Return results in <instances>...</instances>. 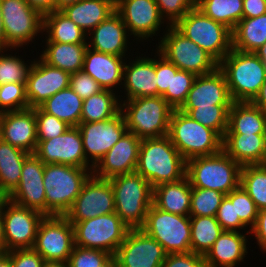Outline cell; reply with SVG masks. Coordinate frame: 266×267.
<instances>
[{
  "instance_id": "14",
  "label": "cell",
  "mask_w": 266,
  "mask_h": 267,
  "mask_svg": "<svg viewBox=\"0 0 266 267\" xmlns=\"http://www.w3.org/2000/svg\"><path fill=\"white\" fill-rule=\"evenodd\" d=\"M75 246L73 225L64 216H45L33 249L45 261L67 262Z\"/></svg>"
},
{
  "instance_id": "47",
  "label": "cell",
  "mask_w": 266,
  "mask_h": 267,
  "mask_svg": "<svg viewBox=\"0 0 266 267\" xmlns=\"http://www.w3.org/2000/svg\"><path fill=\"white\" fill-rule=\"evenodd\" d=\"M37 140H48L62 135L71 126L53 115L35 107Z\"/></svg>"
},
{
  "instance_id": "2",
  "label": "cell",
  "mask_w": 266,
  "mask_h": 267,
  "mask_svg": "<svg viewBox=\"0 0 266 267\" xmlns=\"http://www.w3.org/2000/svg\"><path fill=\"white\" fill-rule=\"evenodd\" d=\"M233 102H251L266 76L263 61L254 52L233 49L219 62Z\"/></svg>"
},
{
  "instance_id": "67",
  "label": "cell",
  "mask_w": 266,
  "mask_h": 267,
  "mask_svg": "<svg viewBox=\"0 0 266 267\" xmlns=\"http://www.w3.org/2000/svg\"><path fill=\"white\" fill-rule=\"evenodd\" d=\"M6 199H7V196L0 190V208L2 207Z\"/></svg>"
},
{
  "instance_id": "43",
  "label": "cell",
  "mask_w": 266,
  "mask_h": 267,
  "mask_svg": "<svg viewBox=\"0 0 266 267\" xmlns=\"http://www.w3.org/2000/svg\"><path fill=\"white\" fill-rule=\"evenodd\" d=\"M226 194L207 188L192 187L189 216L216 217L219 206Z\"/></svg>"
},
{
  "instance_id": "28",
  "label": "cell",
  "mask_w": 266,
  "mask_h": 267,
  "mask_svg": "<svg viewBox=\"0 0 266 267\" xmlns=\"http://www.w3.org/2000/svg\"><path fill=\"white\" fill-rule=\"evenodd\" d=\"M247 234L224 230L204 256L207 267H235L247 255Z\"/></svg>"
},
{
  "instance_id": "51",
  "label": "cell",
  "mask_w": 266,
  "mask_h": 267,
  "mask_svg": "<svg viewBox=\"0 0 266 267\" xmlns=\"http://www.w3.org/2000/svg\"><path fill=\"white\" fill-rule=\"evenodd\" d=\"M216 220L223 230L238 231L246 228L240 219H235V189L222 200L216 214Z\"/></svg>"
},
{
  "instance_id": "35",
  "label": "cell",
  "mask_w": 266,
  "mask_h": 267,
  "mask_svg": "<svg viewBox=\"0 0 266 267\" xmlns=\"http://www.w3.org/2000/svg\"><path fill=\"white\" fill-rule=\"evenodd\" d=\"M29 155L0 138V190L7 197L19 185L22 166Z\"/></svg>"
},
{
  "instance_id": "5",
  "label": "cell",
  "mask_w": 266,
  "mask_h": 267,
  "mask_svg": "<svg viewBox=\"0 0 266 267\" xmlns=\"http://www.w3.org/2000/svg\"><path fill=\"white\" fill-rule=\"evenodd\" d=\"M187 161L198 156H211L223 150V138L214 130L174 109L167 135Z\"/></svg>"
},
{
  "instance_id": "6",
  "label": "cell",
  "mask_w": 266,
  "mask_h": 267,
  "mask_svg": "<svg viewBox=\"0 0 266 267\" xmlns=\"http://www.w3.org/2000/svg\"><path fill=\"white\" fill-rule=\"evenodd\" d=\"M114 191L115 213L130 228H141L152 205L153 188L136 172L109 179Z\"/></svg>"
},
{
  "instance_id": "48",
  "label": "cell",
  "mask_w": 266,
  "mask_h": 267,
  "mask_svg": "<svg viewBox=\"0 0 266 267\" xmlns=\"http://www.w3.org/2000/svg\"><path fill=\"white\" fill-rule=\"evenodd\" d=\"M110 253L85 247L74 246L67 261L68 267H99L109 257Z\"/></svg>"
},
{
  "instance_id": "7",
  "label": "cell",
  "mask_w": 266,
  "mask_h": 267,
  "mask_svg": "<svg viewBox=\"0 0 266 267\" xmlns=\"http://www.w3.org/2000/svg\"><path fill=\"white\" fill-rule=\"evenodd\" d=\"M241 165L223 150L211 156L186 161V176L191 187L207 188L229 194L240 185Z\"/></svg>"
},
{
  "instance_id": "66",
  "label": "cell",
  "mask_w": 266,
  "mask_h": 267,
  "mask_svg": "<svg viewBox=\"0 0 266 267\" xmlns=\"http://www.w3.org/2000/svg\"><path fill=\"white\" fill-rule=\"evenodd\" d=\"M43 267H68L67 262L45 261Z\"/></svg>"
},
{
  "instance_id": "55",
  "label": "cell",
  "mask_w": 266,
  "mask_h": 267,
  "mask_svg": "<svg viewBox=\"0 0 266 267\" xmlns=\"http://www.w3.org/2000/svg\"><path fill=\"white\" fill-rule=\"evenodd\" d=\"M11 258L12 267H43L45 260L32 249H15L6 252Z\"/></svg>"
},
{
  "instance_id": "63",
  "label": "cell",
  "mask_w": 266,
  "mask_h": 267,
  "mask_svg": "<svg viewBox=\"0 0 266 267\" xmlns=\"http://www.w3.org/2000/svg\"><path fill=\"white\" fill-rule=\"evenodd\" d=\"M264 63L266 69V42L254 52Z\"/></svg>"
},
{
  "instance_id": "50",
  "label": "cell",
  "mask_w": 266,
  "mask_h": 267,
  "mask_svg": "<svg viewBox=\"0 0 266 267\" xmlns=\"http://www.w3.org/2000/svg\"><path fill=\"white\" fill-rule=\"evenodd\" d=\"M258 211L251 197L239 185L235 189V219H240L246 227L249 225L252 229L255 226Z\"/></svg>"
},
{
  "instance_id": "19",
  "label": "cell",
  "mask_w": 266,
  "mask_h": 267,
  "mask_svg": "<svg viewBox=\"0 0 266 267\" xmlns=\"http://www.w3.org/2000/svg\"><path fill=\"white\" fill-rule=\"evenodd\" d=\"M115 11L136 41L156 36L161 24L166 22L155 0H115Z\"/></svg>"
},
{
  "instance_id": "12",
  "label": "cell",
  "mask_w": 266,
  "mask_h": 267,
  "mask_svg": "<svg viewBox=\"0 0 266 267\" xmlns=\"http://www.w3.org/2000/svg\"><path fill=\"white\" fill-rule=\"evenodd\" d=\"M6 44L17 49L32 42L38 33L43 34L44 16L26 0H0Z\"/></svg>"
},
{
  "instance_id": "54",
  "label": "cell",
  "mask_w": 266,
  "mask_h": 267,
  "mask_svg": "<svg viewBox=\"0 0 266 267\" xmlns=\"http://www.w3.org/2000/svg\"><path fill=\"white\" fill-rule=\"evenodd\" d=\"M162 267H207V264L204 256L190 251L167 254Z\"/></svg>"
},
{
  "instance_id": "11",
  "label": "cell",
  "mask_w": 266,
  "mask_h": 267,
  "mask_svg": "<svg viewBox=\"0 0 266 267\" xmlns=\"http://www.w3.org/2000/svg\"><path fill=\"white\" fill-rule=\"evenodd\" d=\"M74 228L75 245L99 249L115 255L130 228L114 212L80 222Z\"/></svg>"
},
{
  "instance_id": "22",
  "label": "cell",
  "mask_w": 266,
  "mask_h": 267,
  "mask_svg": "<svg viewBox=\"0 0 266 267\" xmlns=\"http://www.w3.org/2000/svg\"><path fill=\"white\" fill-rule=\"evenodd\" d=\"M44 166L45 164L35 154H30L23 163L19 185L7 198L20 206L37 210L46 216Z\"/></svg>"
},
{
  "instance_id": "23",
  "label": "cell",
  "mask_w": 266,
  "mask_h": 267,
  "mask_svg": "<svg viewBox=\"0 0 266 267\" xmlns=\"http://www.w3.org/2000/svg\"><path fill=\"white\" fill-rule=\"evenodd\" d=\"M0 138L34 154L38 141L35 108L0 113Z\"/></svg>"
},
{
  "instance_id": "61",
  "label": "cell",
  "mask_w": 266,
  "mask_h": 267,
  "mask_svg": "<svg viewBox=\"0 0 266 267\" xmlns=\"http://www.w3.org/2000/svg\"><path fill=\"white\" fill-rule=\"evenodd\" d=\"M7 252L5 237H4V228H3V217L0 209V254H4Z\"/></svg>"
},
{
  "instance_id": "15",
  "label": "cell",
  "mask_w": 266,
  "mask_h": 267,
  "mask_svg": "<svg viewBox=\"0 0 266 267\" xmlns=\"http://www.w3.org/2000/svg\"><path fill=\"white\" fill-rule=\"evenodd\" d=\"M114 212V191L110 180L91 175L64 217L70 222H80Z\"/></svg>"
},
{
  "instance_id": "57",
  "label": "cell",
  "mask_w": 266,
  "mask_h": 267,
  "mask_svg": "<svg viewBox=\"0 0 266 267\" xmlns=\"http://www.w3.org/2000/svg\"><path fill=\"white\" fill-rule=\"evenodd\" d=\"M266 14V0H243V18Z\"/></svg>"
},
{
  "instance_id": "3",
  "label": "cell",
  "mask_w": 266,
  "mask_h": 267,
  "mask_svg": "<svg viewBox=\"0 0 266 267\" xmlns=\"http://www.w3.org/2000/svg\"><path fill=\"white\" fill-rule=\"evenodd\" d=\"M120 102L127 131L140 139L168 135L174 108L162 96L122 99Z\"/></svg>"
},
{
  "instance_id": "46",
  "label": "cell",
  "mask_w": 266,
  "mask_h": 267,
  "mask_svg": "<svg viewBox=\"0 0 266 267\" xmlns=\"http://www.w3.org/2000/svg\"><path fill=\"white\" fill-rule=\"evenodd\" d=\"M29 108L25 83L9 82L0 85V113Z\"/></svg>"
},
{
  "instance_id": "18",
  "label": "cell",
  "mask_w": 266,
  "mask_h": 267,
  "mask_svg": "<svg viewBox=\"0 0 266 267\" xmlns=\"http://www.w3.org/2000/svg\"><path fill=\"white\" fill-rule=\"evenodd\" d=\"M167 253L142 229H130L115 254L118 267H162Z\"/></svg>"
},
{
  "instance_id": "56",
  "label": "cell",
  "mask_w": 266,
  "mask_h": 267,
  "mask_svg": "<svg viewBox=\"0 0 266 267\" xmlns=\"http://www.w3.org/2000/svg\"><path fill=\"white\" fill-rule=\"evenodd\" d=\"M250 234H254L260 250L266 252V208L259 210L255 226L250 229Z\"/></svg>"
},
{
  "instance_id": "52",
  "label": "cell",
  "mask_w": 266,
  "mask_h": 267,
  "mask_svg": "<svg viewBox=\"0 0 266 267\" xmlns=\"http://www.w3.org/2000/svg\"><path fill=\"white\" fill-rule=\"evenodd\" d=\"M70 87L83 100L103 90V88L83 70L71 74Z\"/></svg>"
},
{
  "instance_id": "42",
  "label": "cell",
  "mask_w": 266,
  "mask_h": 267,
  "mask_svg": "<svg viewBox=\"0 0 266 267\" xmlns=\"http://www.w3.org/2000/svg\"><path fill=\"white\" fill-rule=\"evenodd\" d=\"M231 105H212V107H196L192 110H180L191 119L205 127L216 131L224 138L228 129L229 109Z\"/></svg>"
},
{
  "instance_id": "24",
  "label": "cell",
  "mask_w": 266,
  "mask_h": 267,
  "mask_svg": "<svg viewBox=\"0 0 266 267\" xmlns=\"http://www.w3.org/2000/svg\"><path fill=\"white\" fill-rule=\"evenodd\" d=\"M232 103L225 76L217 68L211 73L196 77L186 101L179 110L212 107V105H232Z\"/></svg>"
},
{
  "instance_id": "16",
  "label": "cell",
  "mask_w": 266,
  "mask_h": 267,
  "mask_svg": "<svg viewBox=\"0 0 266 267\" xmlns=\"http://www.w3.org/2000/svg\"><path fill=\"white\" fill-rule=\"evenodd\" d=\"M34 154L44 164H63L93 169L86 160L81 133L77 126H71L60 136L38 140Z\"/></svg>"
},
{
  "instance_id": "34",
  "label": "cell",
  "mask_w": 266,
  "mask_h": 267,
  "mask_svg": "<svg viewBox=\"0 0 266 267\" xmlns=\"http://www.w3.org/2000/svg\"><path fill=\"white\" fill-rule=\"evenodd\" d=\"M43 32L48 36L46 42L88 44L87 33L60 10L44 15Z\"/></svg>"
},
{
  "instance_id": "4",
  "label": "cell",
  "mask_w": 266,
  "mask_h": 267,
  "mask_svg": "<svg viewBox=\"0 0 266 267\" xmlns=\"http://www.w3.org/2000/svg\"><path fill=\"white\" fill-rule=\"evenodd\" d=\"M93 169L63 164H45L43 184L46 195V216H64L75 202Z\"/></svg>"
},
{
  "instance_id": "60",
  "label": "cell",
  "mask_w": 266,
  "mask_h": 267,
  "mask_svg": "<svg viewBox=\"0 0 266 267\" xmlns=\"http://www.w3.org/2000/svg\"><path fill=\"white\" fill-rule=\"evenodd\" d=\"M9 48L10 47L6 44V40H5L4 28H3V23H2V13H1V8H0V50L12 51V48L11 49Z\"/></svg>"
},
{
  "instance_id": "44",
  "label": "cell",
  "mask_w": 266,
  "mask_h": 267,
  "mask_svg": "<svg viewBox=\"0 0 266 267\" xmlns=\"http://www.w3.org/2000/svg\"><path fill=\"white\" fill-rule=\"evenodd\" d=\"M4 52L6 51L0 50V85L9 82L26 83L34 61L27 65L20 56H12Z\"/></svg>"
},
{
  "instance_id": "31",
  "label": "cell",
  "mask_w": 266,
  "mask_h": 267,
  "mask_svg": "<svg viewBox=\"0 0 266 267\" xmlns=\"http://www.w3.org/2000/svg\"><path fill=\"white\" fill-rule=\"evenodd\" d=\"M60 11L88 34L115 12V0H80Z\"/></svg>"
},
{
  "instance_id": "26",
  "label": "cell",
  "mask_w": 266,
  "mask_h": 267,
  "mask_svg": "<svg viewBox=\"0 0 266 267\" xmlns=\"http://www.w3.org/2000/svg\"><path fill=\"white\" fill-rule=\"evenodd\" d=\"M87 46L93 50L125 57L128 49L129 33L121 16L115 11L106 20L98 24L87 36ZM92 37V38H91Z\"/></svg>"
},
{
  "instance_id": "41",
  "label": "cell",
  "mask_w": 266,
  "mask_h": 267,
  "mask_svg": "<svg viewBox=\"0 0 266 267\" xmlns=\"http://www.w3.org/2000/svg\"><path fill=\"white\" fill-rule=\"evenodd\" d=\"M240 185L258 210L266 208V164L241 167Z\"/></svg>"
},
{
  "instance_id": "17",
  "label": "cell",
  "mask_w": 266,
  "mask_h": 267,
  "mask_svg": "<svg viewBox=\"0 0 266 267\" xmlns=\"http://www.w3.org/2000/svg\"><path fill=\"white\" fill-rule=\"evenodd\" d=\"M77 127L81 133L86 160L93 167L127 131L121 111L109 120L80 122Z\"/></svg>"
},
{
  "instance_id": "62",
  "label": "cell",
  "mask_w": 266,
  "mask_h": 267,
  "mask_svg": "<svg viewBox=\"0 0 266 267\" xmlns=\"http://www.w3.org/2000/svg\"><path fill=\"white\" fill-rule=\"evenodd\" d=\"M80 0H54V11L61 10L65 6L76 3Z\"/></svg>"
},
{
  "instance_id": "53",
  "label": "cell",
  "mask_w": 266,
  "mask_h": 267,
  "mask_svg": "<svg viewBox=\"0 0 266 267\" xmlns=\"http://www.w3.org/2000/svg\"><path fill=\"white\" fill-rule=\"evenodd\" d=\"M157 56L159 57L156 58L158 96H162L166 91H171L172 73H176L179 69L158 52Z\"/></svg>"
},
{
  "instance_id": "38",
  "label": "cell",
  "mask_w": 266,
  "mask_h": 267,
  "mask_svg": "<svg viewBox=\"0 0 266 267\" xmlns=\"http://www.w3.org/2000/svg\"><path fill=\"white\" fill-rule=\"evenodd\" d=\"M112 90L103 89L83 100L80 122L109 120L121 111L120 95Z\"/></svg>"
},
{
  "instance_id": "36",
  "label": "cell",
  "mask_w": 266,
  "mask_h": 267,
  "mask_svg": "<svg viewBox=\"0 0 266 267\" xmlns=\"http://www.w3.org/2000/svg\"><path fill=\"white\" fill-rule=\"evenodd\" d=\"M83 99L71 87L60 90L39 107L70 126L80 124Z\"/></svg>"
},
{
  "instance_id": "9",
  "label": "cell",
  "mask_w": 266,
  "mask_h": 267,
  "mask_svg": "<svg viewBox=\"0 0 266 267\" xmlns=\"http://www.w3.org/2000/svg\"><path fill=\"white\" fill-rule=\"evenodd\" d=\"M167 29L156 52L166 60L173 63L179 70L189 71L194 74L204 75L218 68L219 63L195 42L186 38L174 26H166Z\"/></svg>"
},
{
  "instance_id": "27",
  "label": "cell",
  "mask_w": 266,
  "mask_h": 267,
  "mask_svg": "<svg viewBox=\"0 0 266 267\" xmlns=\"http://www.w3.org/2000/svg\"><path fill=\"white\" fill-rule=\"evenodd\" d=\"M126 57L102 53L87 47L83 71L90 75L103 89L115 90L122 86L123 68Z\"/></svg>"
},
{
  "instance_id": "58",
  "label": "cell",
  "mask_w": 266,
  "mask_h": 267,
  "mask_svg": "<svg viewBox=\"0 0 266 267\" xmlns=\"http://www.w3.org/2000/svg\"><path fill=\"white\" fill-rule=\"evenodd\" d=\"M27 3L43 16L54 11V0H26Z\"/></svg>"
},
{
  "instance_id": "8",
  "label": "cell",
  "mask_w": 266,
  "mask_h": 267,
  "mask_svg": "<svg viewBox=\"0 0 266 267\" xmlns=\"http://www.w3.org/2000/svg\"><path fill=\"white\" fill-rule=\"evenodd\" d=\"M174 27L218 63L232 50V30L209 18L197 7L190 10Z\"/></svg>"
},
{
  "instance_id": "32",
  "label": "cell",
  "mask_w": 266,
  "mask_h": 267,
  "mask_svg": "<svg viewBox=\"0 0 266 267\" xmlns=\"http://www.w3.org/2000/svg\"><path fill=\"white\" fill-rule=\"evenodd\" d=\"M225 134H266V111L251 102H233Z\"/></svg>"
},
{
  "instance_id": "59",
  "label": "cell",
  "mask_w": 266,
  "mask_h": 267,
  "mask_svg": "<svg viewBox=\"0 0 266 267\" xmlns=\"http://www.w3.org/2000/svg\"><path fill=\"white\" fill-rule=\"evenodd\" d=\"M251 103L256 107L266 111V76L263 85Z\"/></svg>"
},
{
  "instance_id": "10",
  "label": "cell",
  "mask_w": 266,
  "mask_h": 267,
  "mask_svg": "<svg viewBox=\"0 0 266 267\" xmlns=\"http://www.w3.org/2000/svg\"><path fill=\"white\" fill-rule=\"evenodd\" d=\"M140 229L159 242L167 254L191 251L190 216L169 213L152 203Z\"/></svg>"
},
{
  "instance_id": "1",
  "label": "cell",
  "mask_w": 266,
  "mask_h": 267,
  "mask_svg": "<svg viewBox=\"0 0 266 267\" xmlns=\"http://www.w3.org/2000/svg\"><path fill=\"white\" fill-rule=\"evenodd\" d=\"M135 172L154 188L157 185L176 182L184 178L186 160L168 136L144 138L140 144Z\"/></svg>"
},
{
  "instance_id": "37",
  "label": "cell",
  "mask_w": 266,
  "mask_h": 267,
  "mask_svg": "<svg viewBox=\"0 0 266 267\" xmlns=\"http://www.w3.org/2000/svg\"><path fill=\"white\" fill-rule=\"evenodd\" d=\"M266 42V14L242 18L232 30V48L255 52Z\"/></svg>"
},
{
  "instance_id": "64",
  "label": "cell",
  "mask_w": 266,
  "mask_h": 267,
  "mask_svg": "<svg viewBox=\"0 0 266 267\" xmlns=\"http://www.w3.org/2000/svg\"><path fill=\"white\" fill-rule=\"evenodd\" d=\"M0 267H12L11 258L7 253L0 254Z\"/></svg>"
},
{
  "instance_id": "13",
  "label": "cell",
  "mask_w": 266,
  "mask_h": 267,
  "mask_svg": "<svg viewBox=\"0 0 266 267\" xmlns=\"http://www.w3.org/2000/svg\"><path fill=\"white\" fill-rule=\"evenodd\" d=\"M0 209L7 252L15 249H32L39 224L45 215L37 210L20 206L8 198Z\"/></svg>"
},
{
  "instance_id": "20",
  "label": "cell",
  "mask_w": 266,
  "mask_h": 267,
  "mask_svg": "<svg viewBox=\"0 0 266 267\" xmlns=\"http://www.w3.org/2000/svg\"><path fill=\"white\" fill-rule=\"evenodd\" d=\"M142 139L126 131L120 140L93 167L92 175L99 179H110L117 175L136 171Z\"/></svg>"
},
{
  "instance_id": "29",
  "label": "cell",
  "mask_w": 266,
  "mask_h": 267,
  "mask_svg": "<svg viewBox=\"0 0 266 267\" xmlns=\"http://www.w3.org/2000/svg\"><path fill=\"white\" fill-rule=\"evenodd\" d=\"M223 151L241 166L266 164V134H225Z\"/></svg>"
},
{
  "instance_id": "39",
  "label": "cell",
  "mask_w": 266,
  "mask_h": 267,
  "mask_svg": "<svg viewBox=\"0 0 266 267\" xmlns=\"http://www.w3.org/2000/svg\"><path fill=\"white\" fill-rule=\"evenodd\" d=\"M191 252L205 256L224 231L216 217L190 216Z\"/></svg>"
},
{
  "instance_id": "21",
  "label": "cell",
  "mask_w": 266,
  "mask_h": 267,
  "mask_svg": "<svg viewBox=\"0 0 266 267\" xmlns=\"http://www.w3.org/2000/svg\"><path fill=\"white\" fill-rule=\"evenodd\" d=\"M70 76L41 58L34 60L25 83L29 108L39 107L60 90L70 87Z\"/></svg>"
},
{
  "instance_id": "45",
  "label": "cell",
  "mask_w": 266,
  "mask_h": 267,
  "mask_svg": "<svg viewBox=\"0 0 266 267\" xmlns=\"http://www.w3.org/2000/svg\"><path fill=\"white\" fill-rule=\"evenodd\" d=\"M196 77V74L184 70L172 73L171 91H166L162 97L174 109H179L186 101Z\"/></svg>"
},
{
  "instance_id": "30",
  "label": "cell",
  "mask_w": 266,
  "mask_h": 267,
  "mask_svg": "<svg viewBox=\"0 0 266 267\" xmlns=\"http://www.w3.org/2000/svg\"><path fill=\"white\" fill-rule=\"evenodd\" d=\"M192 187L187 176L176 182L153 188L152 203L159 209L176 215L189 216Z\"/></svg>"
},
{
  "instance_id": "40",
  "label": "cell",
  "mask_w": 266,
  "mask_h": 267,
  "mask_svg": "<svg viewBox=\"0 0 266 267\" xmlns=\"http://www.w3.org/2000/svg\"><path fill=\"white\" fill-rule=\"evenodd\" d=\"M197 8L231 30L243 18V0H197Z\"/></svg>"
},
{
  "instance_id": "49",
  "label": "cell",
  "mask_w": 266,
  "mask_h": 267,
  "mask_svg": "<svg viewBox=\"0 0 266 267\" xmlns=\"http://www.w3.org/2000/svg\"><path fill=\"white\" fill-rule=\"evenodd\" d=\"M162 18L174 26L190 10L197 7V0H155Z\"/></svg>"
},
{
  "instance_id": "65",
  "label": "cell",
  "mask_w": 266,
  "mask_h": 267,
  "mask_svg": "<svg viewBox=\"0 0 266 267\" xmlns=\"http://www.w3.org/2000/svg\"><path fill=\"white\" fill-rule=\"evenodd\" d=\"M99 267H118L115 255H111L101 266Z\"/></svg>"
},
{
  "instance_id": "25",
  "label": "cell",
  "mask_w": 266,
  "mask_h": 267,
  "mask_svg": "<svg viewBox=\"0 0 266 267\" xmlns=\"http://www.w3.org/2000/svg\"><path fill=\"white\" fill-rule=\"evenodd\" d=\"M136 61L131 60L124 64L123 68V89L126 100L132 98L158 96L156 77V57H138Z\"/></svg>"
},
{
  "instance_id": "33",
  "label": "cell",
  "mask_w": 266,
  "mask_h": 267,
  "mask_svg": "<svg viewBox=\"0 0 266 267\" xmlns=\"http://www.w3.org/2000/svg\"><path fill=\"white\" fill-rule=\"evenodd\" d=\"M46 46L40 58L48 65L59 68L70 74L83 69L87 44H69L45 42Z\"/></svg>"
}]
</instances>
